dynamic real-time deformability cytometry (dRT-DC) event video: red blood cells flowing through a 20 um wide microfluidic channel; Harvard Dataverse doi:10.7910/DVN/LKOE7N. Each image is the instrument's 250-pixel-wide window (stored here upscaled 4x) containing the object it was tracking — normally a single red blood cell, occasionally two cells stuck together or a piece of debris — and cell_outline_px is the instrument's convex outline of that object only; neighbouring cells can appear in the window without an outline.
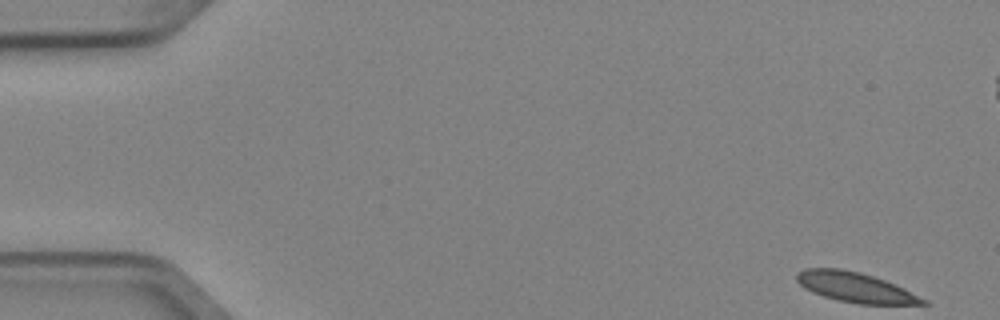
{"species": "Egyptian fruit bat (a non-hibernating species)", "species_latin": "Rousettus aegyptiacus", "temperature_condition": "cold", "stored_images_in_passage": 5, "camera_frame_rate_fps": 3000, "um_per_image_px": 0.085, "animal": {"sex": "female"}, "frame": {"image": 1, "passage_image": 1, "time_ms": 0.0, "image_size_px": [1000, 320], "cell_outline_px": [[932, 304], [860, 304], [836, 300], [812, 292], [804, 288], [796, 280], [796, 272], [804, 268], [840, 268], [860, 272], [896, 284], [928, 300]], "centroid_in_image_um": [72.71, 24.42], "position_along_channel_um": 12.3, "area_um2": 22.14}}